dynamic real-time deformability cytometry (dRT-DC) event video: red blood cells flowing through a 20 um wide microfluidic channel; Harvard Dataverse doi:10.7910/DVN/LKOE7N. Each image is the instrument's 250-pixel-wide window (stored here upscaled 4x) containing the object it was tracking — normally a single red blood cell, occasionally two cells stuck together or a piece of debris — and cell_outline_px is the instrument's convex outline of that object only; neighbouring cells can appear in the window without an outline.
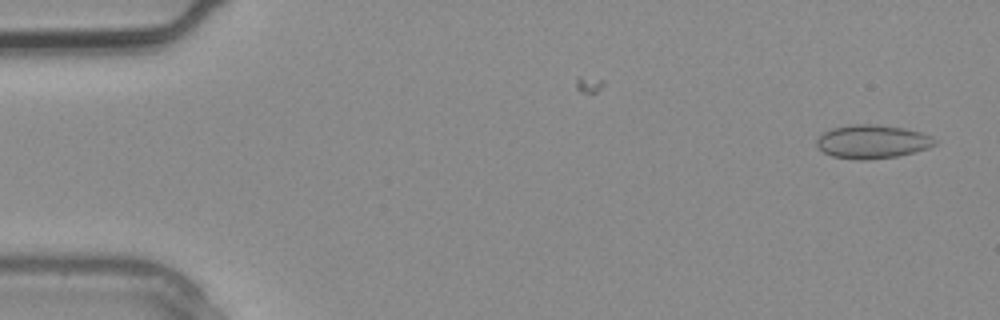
{"species": "common noctule bat (a hibernating species)", "species_latin": "Nyctalus noctula", "temperature_condition": "warm", "stored_images_in_passage": 2, "camera_frame_rate_fps": 3000, "um_per_image_px": 0.085, "animal": {"sex": "male", "body_mass_g": 20.4}, "frame": {"image": 1, "passage_image": 2, "time_ms": 0.333, "image_size_px": [1000, 320], "cell_outline_px": [[936, 144], [928, 148], [896, 156], [868, 160], [860, 160], [832, 156], [816, 148], [816, 140], [824, 132], [832, 128], [852, 124], [876, 124], [904, 128], [920, 132], [932, 136], [936, 140]], "centroid_in_image_um": [74.12, 12.04], "position_along_channel_um": 10.9, "area_um2": 23.12}}